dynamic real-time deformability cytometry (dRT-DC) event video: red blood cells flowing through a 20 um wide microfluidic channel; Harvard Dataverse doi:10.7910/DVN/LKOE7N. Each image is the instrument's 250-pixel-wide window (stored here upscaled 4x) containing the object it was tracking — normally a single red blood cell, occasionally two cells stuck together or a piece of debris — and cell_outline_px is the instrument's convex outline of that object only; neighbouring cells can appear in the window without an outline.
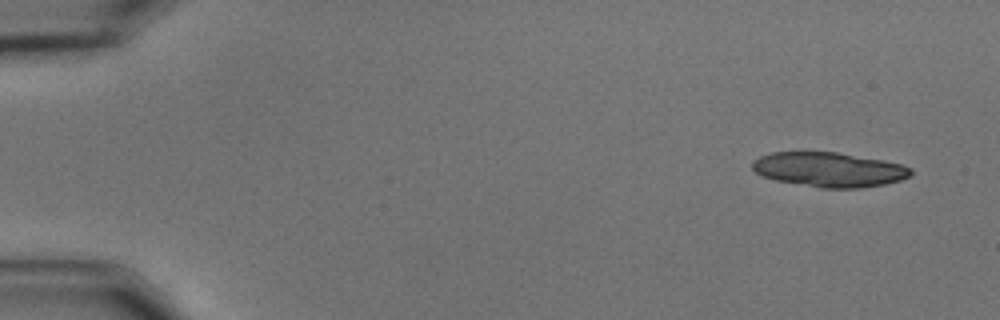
{"species": "common noctule bat (a hibernating species)", "species_latin": "Nyctalus noctula", "temperature_condition": "cold", "stored_images_in_passage": 9, "camera_frame_rate_fps": 3000, "um_per_image_px": 0.085, "animal": {"sex": "male", "body_mass_g": 15.6}, "frame": {"image": 1, "passage_image": 1, "time_ms": 0.0, "image_size_px": [1000, 320], "cell_outline_px": [[912, 172], [908, 176], [900, 180], [884, 184], [860, 188], [820, 188], [776, 180], [764, 176], [756, 172], [752, 168], [752, 160], [760, 156], [772, 152], [836, 152], [884, 160], [900, 164], [912, 168]], "centroid_in_image_um": [70.46, 14.41], "position_along_channel_um": 14.5, "area_um2": 31.85}}